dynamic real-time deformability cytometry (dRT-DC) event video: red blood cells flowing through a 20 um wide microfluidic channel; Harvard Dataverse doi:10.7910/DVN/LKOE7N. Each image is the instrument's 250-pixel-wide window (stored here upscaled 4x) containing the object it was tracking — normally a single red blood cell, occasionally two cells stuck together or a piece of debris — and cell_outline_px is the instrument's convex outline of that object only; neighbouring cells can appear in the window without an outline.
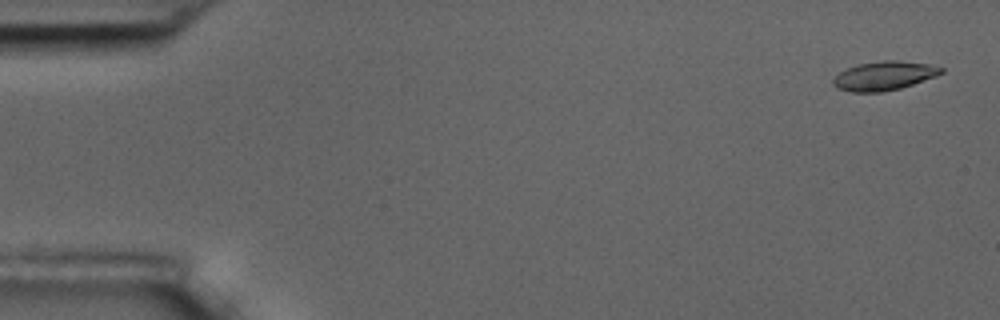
{"species": "common noctule bat (a hibernating species)", "species_latin": "Nyctalus noctula", "temperature_condition": "room temperature", "stored_images_in_passage": 56, "camera_frame_rate_fps": 3000, "um_per_image_px": 0.085, "animal": {"sex": "male", "body_mass_g": 17.5, "forearm_length_mm": 52.3}, "frame": {"image": 1, "passage_image": 2, "time_ms": 0.333, "image_size_px": [1000, 320], "cell_outline_px": [[944, 72], [936, 76], [900, 88], [880, 92], [852, 92], [836, 88], [832, 84], [832, 80], [840, 72], [856, 64], [884, 60], [896, 60], [928, 64], [944, 68]], "centroid_in_image_um": [75.13, 6.44], "position_along_channel_um": 9.9, "area_um2": 18.15}}
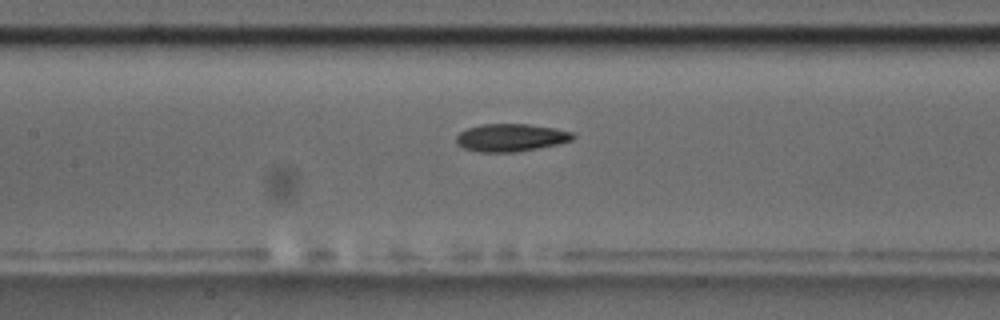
{"frame": {"image": 2, "passage_image": 26, "time_ms": 8.333, "image_size_px": [1000, 320], "cell_outline_px": [[576, 136], [572, 140], [556, 144], [516, 152], [476, 152], [464, 148], [456, 144], [456, 136], [460, 132], [468, 128], [480, 124], [528, 124], [556, 128], [572, 132]], "centroid_in_image_um": [43.4, 11.69], "position_along_channel_um": 164.0, "area_um2": 18.84}}
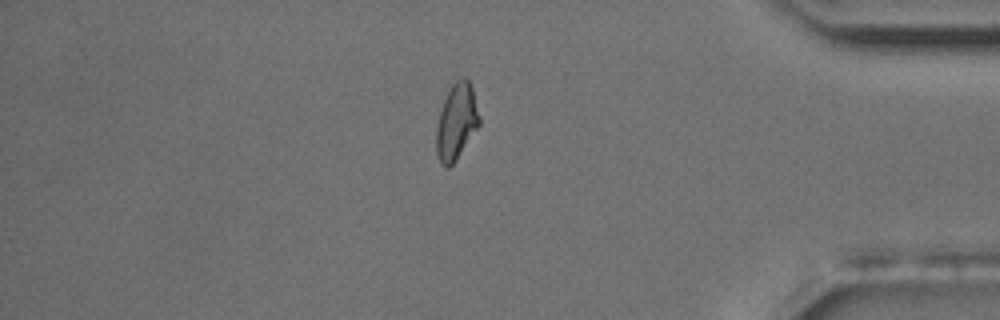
{"frame": {"image": 3, "passage_image": 48, "time_ms": 15.667, "image_size_px": [1000, 320], "cell_outline_px": [[480, 124], [456, 160], [448, 168], [444, 168], [440, 164], [436, 152], [436, 128], [440, 112], [444, 100], [452, 84], [456, 80], [464, 76], [468, 80], [472, 88], [480, 116]], "centroid_in_image_um": [38.79, 10.37], "position_along_channel_um": 396.4, "area_um2": 19.02}, "authors_computed_cell_mechanics": {"area_um2": 18.6983, "velocity_mm_per_s": 3.5941, "shape_relaxation_time_tau1_ms": 4.4628, "shape_relaxation_time_tau2_ms": 4.5688, "deformation_change_tau1": 0.1505, "deformation_change_tau2": 0.1236}}